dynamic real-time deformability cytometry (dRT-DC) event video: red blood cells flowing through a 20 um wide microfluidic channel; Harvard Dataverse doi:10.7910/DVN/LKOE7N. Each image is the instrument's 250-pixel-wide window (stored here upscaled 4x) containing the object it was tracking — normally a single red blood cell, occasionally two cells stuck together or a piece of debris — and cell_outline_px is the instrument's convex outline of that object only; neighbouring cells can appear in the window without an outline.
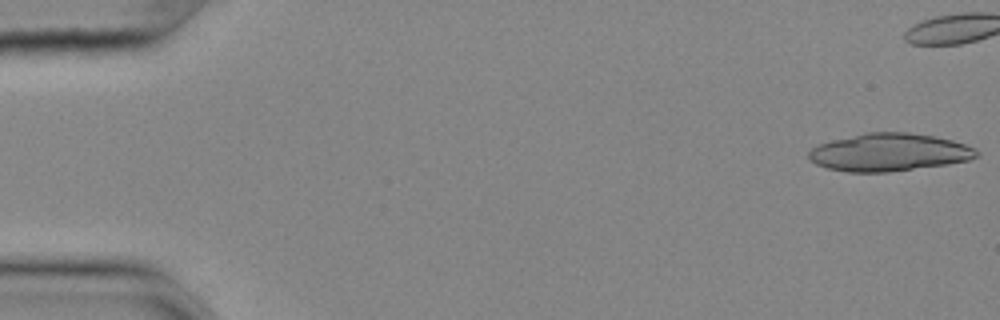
{"species": "common noctule bat (a hibernating species)", "species_latin": "Nyctalus noctula", "temperature_condition": "cold", "stored_images_in_passage": 23, "camera_frame_rate_fps": 3000, "um_per_image_px": 0.085, "animal": {"sex": "female", "body_mass_g": 25.1}, "frame": {"image": 1, "passage_image": 1, "time_ms": 0.0, "image_size_px": [1000, 320], "cell_outline_px": [[980, 152], [976, 156], [968, 160], [944, 164], [888, 172], [848, 172], [828, 168], [816, 164], [808, 160], [808, 152], [812, 148], [820, 144], [832, 140], [864, 132], [908, 132], [936, 136], [952, 140], [976, 148]], "centroid_in_image_um": [75.55, 12.93], "position_along_channel_um": 9.5, "area_um2": 36.82}}